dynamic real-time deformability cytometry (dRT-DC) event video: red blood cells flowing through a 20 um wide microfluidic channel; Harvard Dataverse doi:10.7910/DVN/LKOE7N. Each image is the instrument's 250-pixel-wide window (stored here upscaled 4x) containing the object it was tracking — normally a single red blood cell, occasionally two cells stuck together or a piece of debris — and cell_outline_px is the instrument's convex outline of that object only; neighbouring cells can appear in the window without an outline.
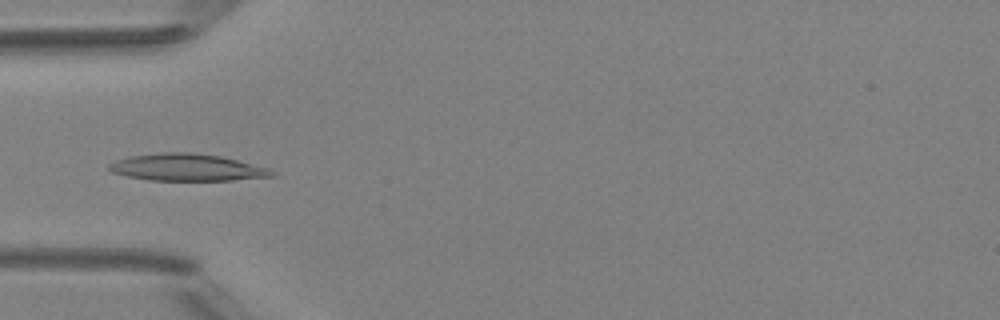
{"species": "Egyptian fruit bat (a non-hibernating species)", "species_latin": "Rousettus aegyptiacus", "temperature_condition": "room temperature", "stored_images_in_passage": 43, "camera_frame_rate_fps": 3000, "um_per_image_px": 0.085, "animal": {"sex": "female"}, "frame": {"image": 1, "passage_image": 13, "time_ms": 4.0, "image_size_px": [1000, 320], "cell_outline_px": [[276, 176], [232, 180], [148, 180], [128, 176], [112, 172], [108, 168], [108, 164], [116, 160], [128, 156], [160, 152], [188, 152], [220, 156], [268, 168], [276, 172]], "centroid_in_image_um": [15.87, 14.23], "position_along_channel_um": 69.1, "area_um2": 25.55}}
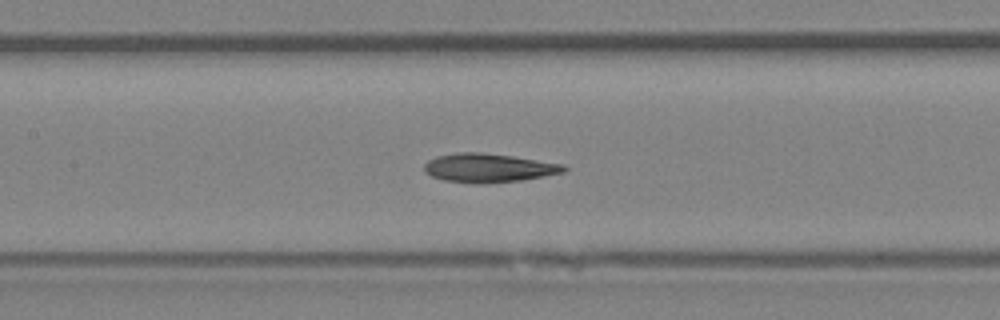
{"frame": {"image": 2, "passage_image": 20, "time_ms": 6.333, "image_size_px": [1000, 320], "cell_outline_px": [[568, 168], [564, 172], [544, 176], [520, 180], [484, 184], [480, 184], [444, 180], [432, 176], [424, 172], [424, 164], [428, 160], [436, 156], [460, 152], [480, 152], [512, 156], [564, 164]], "centroid_in_image_um": [41.52, 14.27], "position_along_channel_um": 165.9, "area_um2": 23.41}}
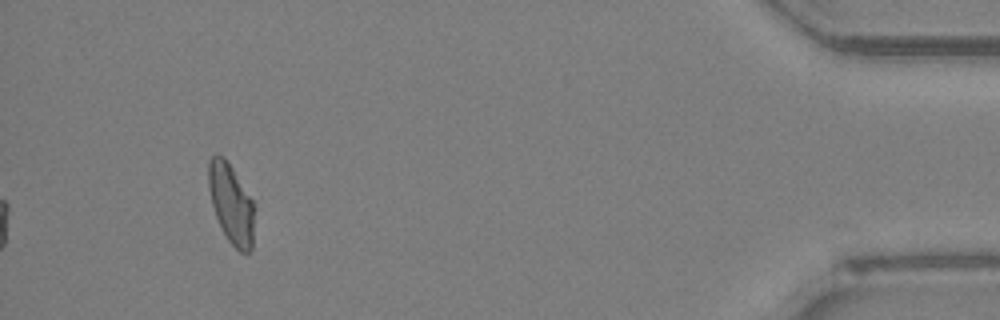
{"frame": {"image": 3, "passage_image": 43, "time_ms": 14.0, "image_size_px": [1000, 320], "cell_outline_px": [[256, 208], [252, 248], [248, 252], [240, 252], [228, 240], [216, 216], [212, 204], [208, 188], [208, 160], [216, 152], [224, 156], [232, 168], [252, 200]], "centroid_in_image_um": [19.66, 17.29], "position_along_channel_um": 415.5, "area_um2": 21.44}, "authors_computed_cell_mechanics": {"area_um2": 23.0622, "velocity_mm_per_s": 4.1521, "shape_relaxation_time_tau1_ms": null, "shape_relaxation_time_tau2_ms": 4.6579, "deformation_change_tau1": null, "deformation_change_tau2": 0.1313}}